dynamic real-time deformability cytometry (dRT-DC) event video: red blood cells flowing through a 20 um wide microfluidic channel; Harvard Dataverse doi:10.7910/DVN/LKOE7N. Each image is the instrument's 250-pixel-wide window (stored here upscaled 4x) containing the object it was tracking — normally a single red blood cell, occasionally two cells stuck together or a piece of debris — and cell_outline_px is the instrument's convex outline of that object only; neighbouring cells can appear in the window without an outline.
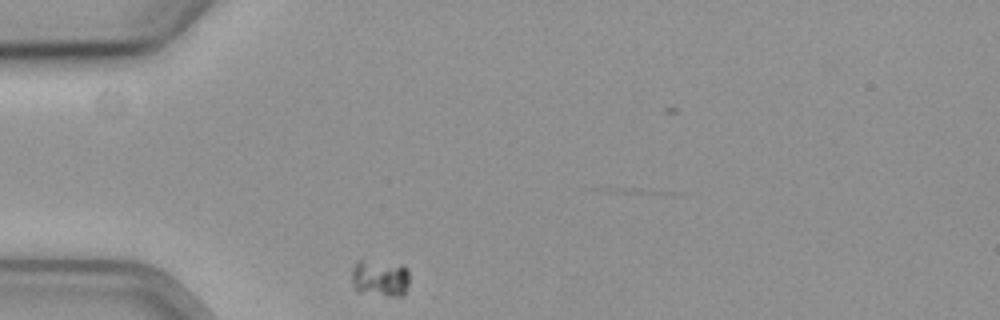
{"species": "common noctule bat (a hibernating species)", "species_latin": "Nyctalus noctula", "temperature_condition": "cold", "stored_images_in_passage": 35, "camera_frame_rate_fps": 3000, "um_per_image_px": 0.085, "animal": {"sex": "female", "body_mass_g": 19.3, "forearm_length_mm": 54.1}, "frame": {"image": 1, "passage_image": 1, "time_ms": 0.0, "image_size_px": [1000, 320], "cell_outline_px": [[408, 284], [404, 296], [388, 296], [356, 292], [352, 288], [352, 268], [356, 260], [360, 260], [400, 264], [408, 268]], "centroid_in_image_um": [32.28, 23.66], "position_along_channel_um": 52.7, "area_um2": 12.72}}
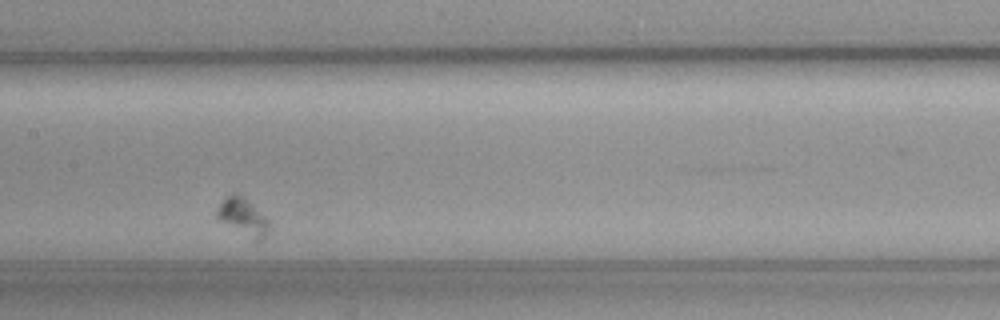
{"frame": {"image": 2, "passage_image": 15, "time_ms": 4.667, "image_size_px": [1000, 320], "cell_outline_px": [[272, 232], [264, 240], [256, 244], [252, 244], [220, 220], [216, 216], [216, 208], [232, 192], [236, 192], [244, 196], [272, 220]], "centroid_in_image_um": [20.79, 18.55], "position_along_channel_um": 186.6, "area_um2": 12.66}}
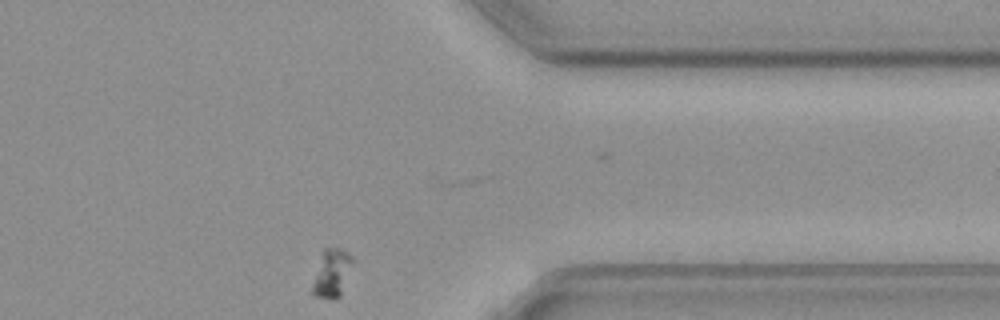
{"frame": {"image": 3, "passage_image": 34, "time_ms": 11.0, "image_size_px": [1000, 320], "cell_outline_px": [[352, 264], [340, 296], [332, 300], [312, 296], [312, 284], [324, 248], [340, 248], [348, 252], [352, 256]], "centroid_in_image_um": [28.19, 23.25], "position_along_channel_um": 383.2, "area_um2": 11.04}}